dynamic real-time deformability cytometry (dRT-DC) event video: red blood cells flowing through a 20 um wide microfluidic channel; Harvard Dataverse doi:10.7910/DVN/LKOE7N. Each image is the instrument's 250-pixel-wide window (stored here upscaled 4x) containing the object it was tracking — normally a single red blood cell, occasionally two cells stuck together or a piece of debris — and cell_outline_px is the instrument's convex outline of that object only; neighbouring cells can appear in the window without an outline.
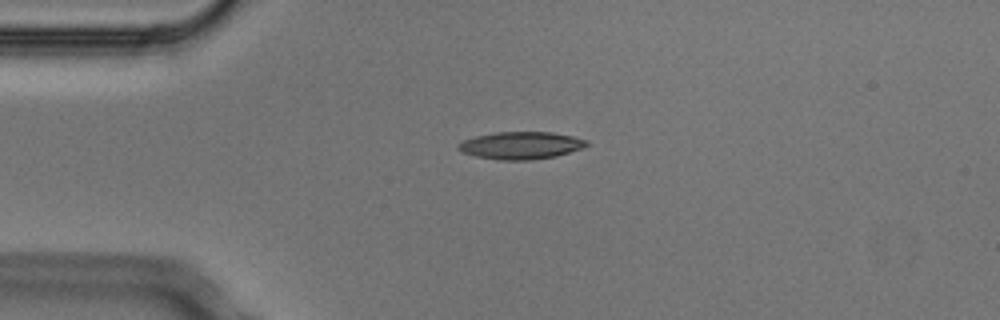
{"species": "Egyptian fruit bat (a non-hibernating species)", "species_latin": "Rousettus aegyptiacus", "temperature_condition": "cold", "stored_images_in_passage": 2, "camera_frame_rate_fps": 3000, "um_per_image_px": 0.085, "animal": {"sex": "male"}, "frame": {"image": 1, "passage_image": 1, "time_ms": 0.0, "image_size_px": [1000, 320], "cell_outline_px": [[588, 144], [580, 148], [556, 156], [528, 160], [500, 160], [476, 156], [460, 152], [456, 148], [456, 144], [464, 140], [476, 136], [496, 132], [552, 132], [572, 136], [588, 140]], "centroid_in_image_um": [44.22, 12.36], "position_along_channel_um": 40.8, "area_um2": 20.4}}